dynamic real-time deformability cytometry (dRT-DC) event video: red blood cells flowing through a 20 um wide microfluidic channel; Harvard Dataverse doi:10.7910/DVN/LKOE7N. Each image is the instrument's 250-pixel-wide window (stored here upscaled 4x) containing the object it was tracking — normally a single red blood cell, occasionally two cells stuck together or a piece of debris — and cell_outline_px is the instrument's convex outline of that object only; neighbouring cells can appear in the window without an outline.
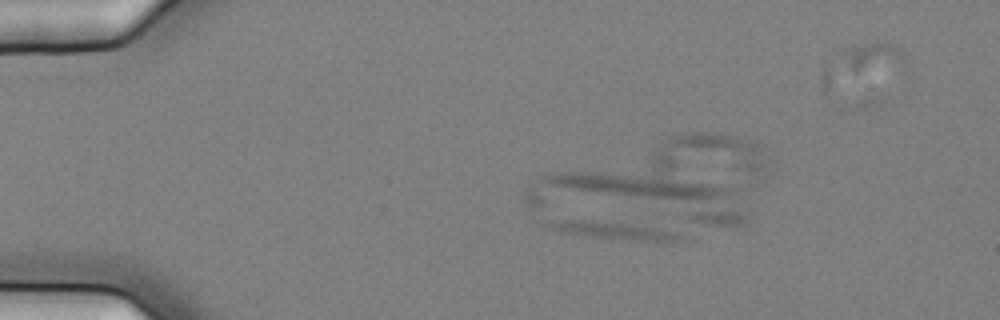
{"species": "common noctule bat (a hibernating species)", "species_latin": "Nyctalus noctula", "temperature_condition": "cold", "stored_images_in_passage": 10, "camera_frame_rate_fps": 3000, "um_per_image_px": 0.085, "animal": {"sex": "female", "body_mass_g": 25.1}, "frame": {"image": 1, "passage_image": 9, "time_ms": 2.667, "image_size_px": [1000, 320], "cell_outline_px": [[692, 240], [668, 244], [664, 244], [584, 236], [556, 232], [540, 220], [592, 220], [636, 224], [688, 232]], "centroid_in_image_um": [52.57, 19.65], "position_along_channel_um": 32.4, "area_um2": 15.49}}